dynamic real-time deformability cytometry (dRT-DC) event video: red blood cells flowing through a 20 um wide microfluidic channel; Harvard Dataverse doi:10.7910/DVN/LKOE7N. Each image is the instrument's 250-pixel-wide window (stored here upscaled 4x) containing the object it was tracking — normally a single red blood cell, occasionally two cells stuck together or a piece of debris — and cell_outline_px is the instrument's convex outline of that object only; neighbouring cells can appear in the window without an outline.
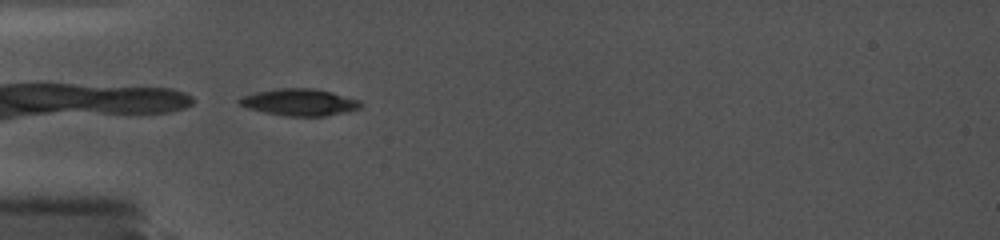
{"species": "common noctule bat (a hibernating species)", "species_latin": "Nyctalus noctula", "temperature_condition": "cold", "stored_images_in_passage": 38, "camera_frame_rate_fps": 5000, "um_per_image_px": 0.085, "animal": {"sex": "female", "body_mass_g": 19.0, "forearm_length_mm": 56.7}, "frame": {"image": 1, "passage_image": 1, "time_ms": 0.0, "image_size_px": [1000, 240], "cell_outline_px": [[364, 104], [360, 108], [348, 112], [324, 116], [284, 116], [264, 112], [248, 108], [240, 104], [236, 100], [240, 96], [256, 92], [280, 88], [312, 88], [332, 92], [360, 100]], "centroid_in_image_um": [25.47, 8.69], "position_along_channel_um": 59.5, "area_um2": 19.13}}
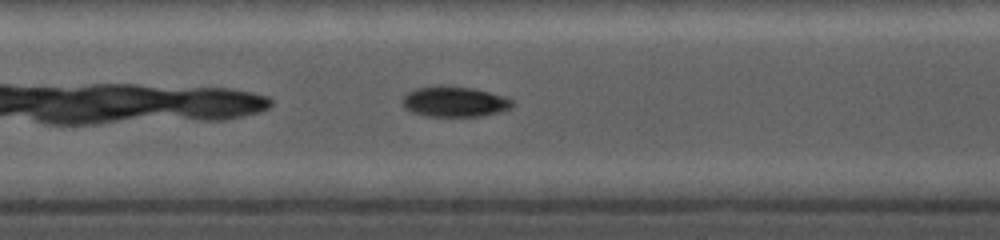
{"frame": {"image": 2, "passage_image": 15, "time_ms": 3.0, "image_size_px": [1000, 240], "cell_outline_px": [[516, 104], [512, 108], [500, 112], [480, 116], [428, 116], [412, 112], [404, 108], [400, 100], [408, 92], [416, 88], [472, 88], [504, 96], [512, 100]], "centroid_in_image_um": [38.67, 8.68], "position_along_channel_um": 168.7, "area_um2": 18.96}}
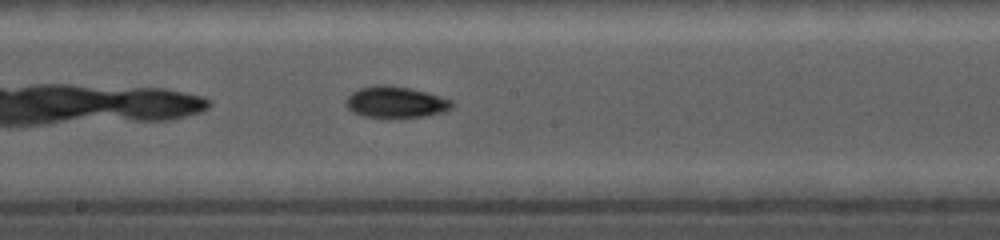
{"frame": {"image": 3, "passage_image": 20, "time_ms": 4.2, "image_size_px": [1000, 240], "cell_outline_px": [[456, 104], [452, 108], [444, 112], [424, 116], [388, 120], [364, 116], [352, 112], [344, 104], [344, 100], [352, 92], [360, 88], [376, 84], [388, 84], [428, 92], [452, 100]], "centroid_in_image_um": [33.62, 8.71], "position_along_channel_um": 214.6, "area_um2": 20.17}}